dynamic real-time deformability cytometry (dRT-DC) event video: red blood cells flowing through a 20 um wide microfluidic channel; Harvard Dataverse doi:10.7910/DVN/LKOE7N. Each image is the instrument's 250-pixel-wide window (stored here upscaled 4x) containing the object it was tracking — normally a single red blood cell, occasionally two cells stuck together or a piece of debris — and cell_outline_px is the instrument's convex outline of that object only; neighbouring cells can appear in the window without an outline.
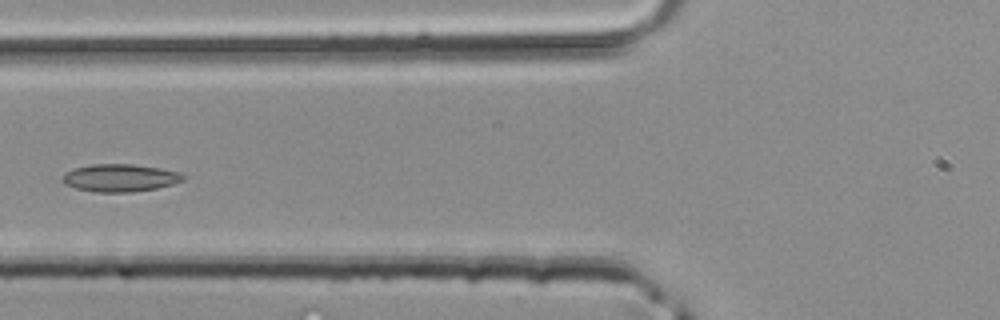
{"species": "common noctule bat (a hibernating species)", "species_latin": "Nyctalus noctula", "temperature_condition": "room temperature", "stored_images_in_passage": 35, "camera_frame_rate_fps": 3000, "um_per_image_px": 0.085, "animal": {"sex": "male", "body_mass_g": 20.4}, "frame": {"image": 1, "passage_image": 9, "time_ms": 2.667, "image_size_px": [1000, 320], "cell_outline_px": [[184, 180], [172, 184], [156, 188], [132, 192], [96, 192], [76, 188], [64, 184], [64, 176], [72, 168], [92, 164], [132, 164], [160, 168], [180, 172], [184, 176]], "centroid_in_image_um": [10.22, 15.11], "position_along_channel_um": 115.6, "area_um2": 19.25}}
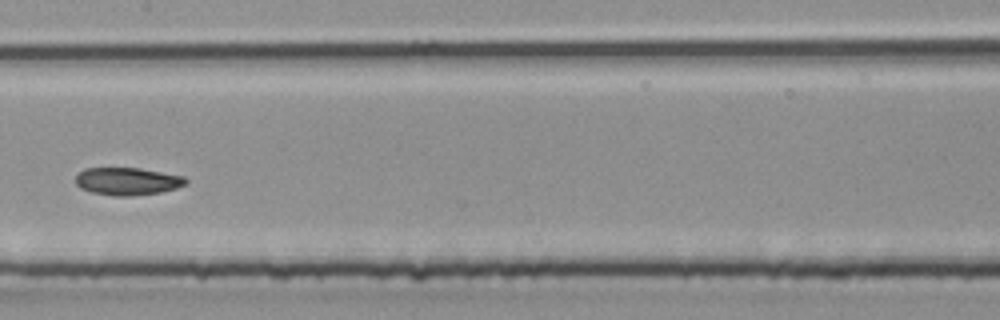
{"frame": {"image": 2, "passage_image": 14, "time_ms": 4.333, "image_size_px": [1000, 320], "cell_outline_px": [[188, 184], [176, 188], [160, 192], [132, 196], [116, 196], [92, 192], [80, 188], [76, 184], [76, 176], [84, 168], [140, 168], [184, 176], [188, 180]], "centroid_in_image_um": [10.85, 15.41], "position_along_channel_um": 196.5, "area_um2": 17.74}}
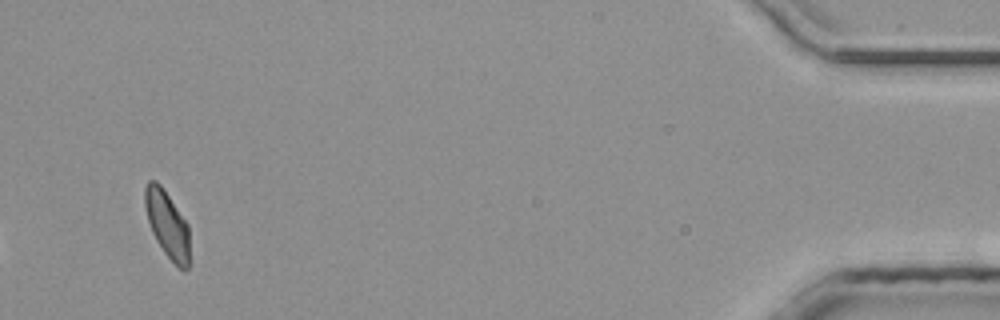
{"frame": {"image": 3, "passage_image": 33, "time_ms": 10.667, "image_size_px": [1000, 320], "cell_outline_px": [[188, 268], [180, 268], [164, 252], [156, 240], [152, 232], [148, 220], [144, 204], [144, 188], [148, 180], [156, 180], [160, 184], [188, 224]], "centroid_in_image_um": [14.18, 19.0], "position_along_channel_um": 421.0, "area_um2": 16.99}}